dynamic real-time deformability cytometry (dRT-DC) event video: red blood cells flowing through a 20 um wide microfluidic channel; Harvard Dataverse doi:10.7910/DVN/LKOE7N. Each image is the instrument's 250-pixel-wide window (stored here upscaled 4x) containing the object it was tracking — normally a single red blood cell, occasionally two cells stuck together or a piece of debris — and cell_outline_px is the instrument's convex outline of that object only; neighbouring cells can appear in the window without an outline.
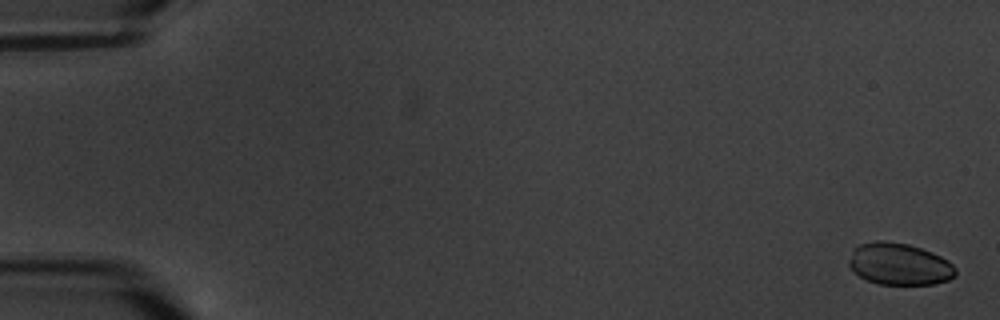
{"species": "common noctule bat (a hibernating species)", "species_latin": "Nyctalus noctula", "temperature_condition": "warm", "stored_images_in_passage": 7, "camera_frame_rate_fps": 3000, "um_per_image_px": 0.085, "animal": {"sex": "male", "body_mass_g": 20.1, "forearm_length_mm": 53.5}, "frame": {"image": 1, "passage_image": 1, "time_ms": 0.0, "image_size_px": [1000, 320], "cell_outline_px": [[956, 272], [948, 280], [936, 284], [880, 284], [868, 280], [852, 272], [848, 264], [848, 260], [852, 248], [860, 244], [876, 240], [884, 240], [908, 244], [932, 252], [948, 260], [956, 268]], "centroid_in_image_um": [76.4, 22.43], "position_along_channel_um": 8.6, "area_um2": 26.18}}
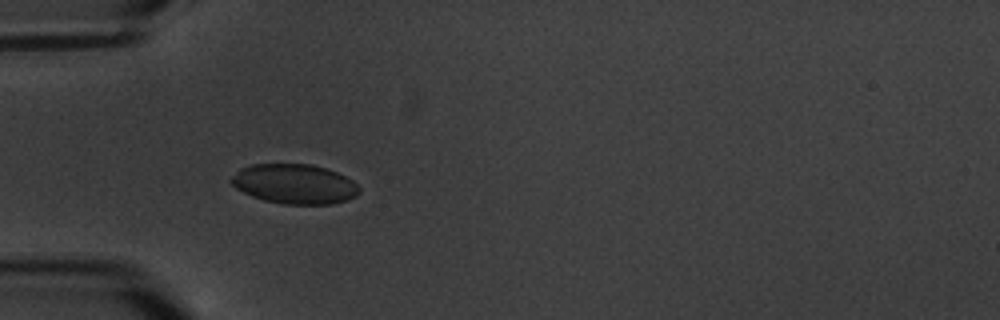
{"frame": {"image": 2, "passage_image": 6, "time_ms": 6.0, "image_size_px": [1000, 320], "cell_outline_px": [[360, 192], [356, 196], [348, 200], [332, 204], [284, 204], [264, 200], [252, 196], [236, 188], [228, 180], [240, 168], [252, 164], [312, 164], [336, 172], [352, 180], [360, 188]], "centroid_in_image_um": [25.03, 15.64], "position_along_channel_um": 60.0, "area_um2": 29.65}}